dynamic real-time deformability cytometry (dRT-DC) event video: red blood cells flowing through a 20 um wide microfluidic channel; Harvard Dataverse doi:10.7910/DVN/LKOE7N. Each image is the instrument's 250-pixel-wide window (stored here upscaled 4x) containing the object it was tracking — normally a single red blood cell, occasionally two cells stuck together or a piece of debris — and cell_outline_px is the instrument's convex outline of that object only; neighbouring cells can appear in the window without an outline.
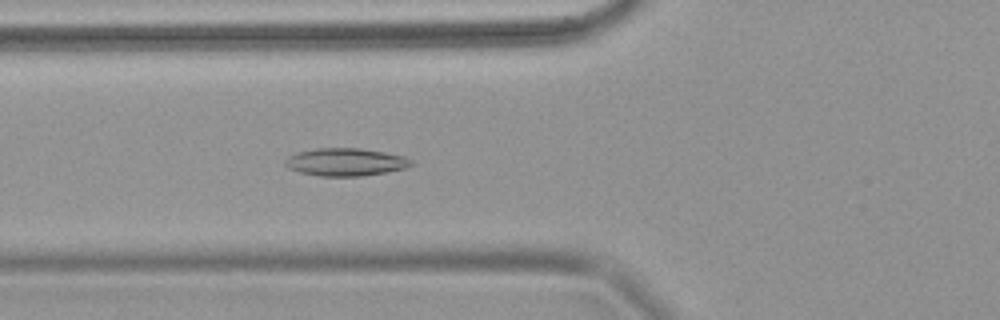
{"species": "common noctule bat (a hibernating species)", "species_latin": "Nyctalus noctula", "temperature_condition": "warm", "stored_images_in_passage": 68, "camera_frame_rate_fps": 3000, "um_per_image_px": 0.085, "animal": {"sex": "female", "body_mass_g": 18.4}, "frame": {"image": 1, "passage_image": 27, "time_ms": 8.667, "image_size_px": [1000, 320], "cell_outline_px": [[412, 164], [404, 168], [384, 172], [360, 176], [320, 176], [300, 172], [288, 168], [284, 164], [284, 160], [288, 156], [296, 152], [316, 148], [360, 148], [384, 152], [404, 156], [412, 160]], "centroid_in_image_um": [29.32, 13.76], "position_along_channel_um": 96.5, "area_um2": 20.29}}
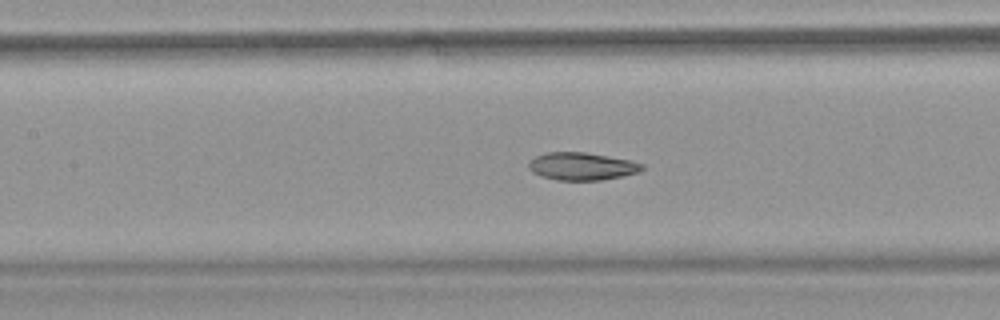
{"frame": {"image": 2, "passage_image": 33, "time_ms": 10.667, "image_size_px": [1000, 320], "cell_outline_px": [[644, 168], [640, 172], [624, 176], [600, 180], [556, 180], [540, 176], [532, 172], [528, 168], [528, 164], [536, 156], [548, 152], [584, 152], [608, 156], [628, 160], [644, 164]], "centroid_in_image_um": [49.46, 14.14], "position_along_channel_um": 157.9, "area_um2": 18.26}}
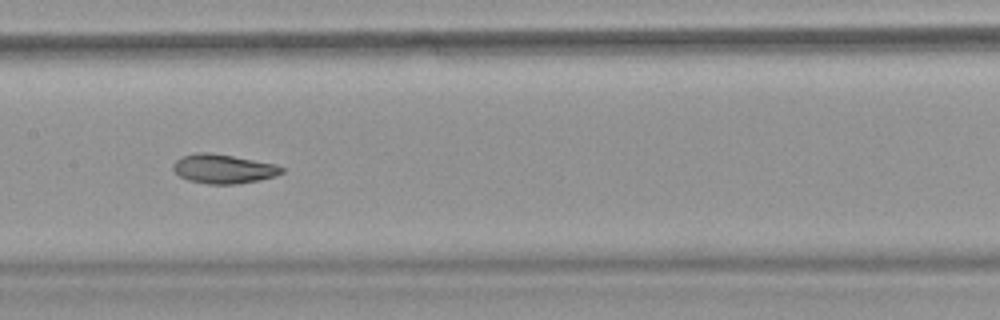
{"frame": {"image": 3, "passage_image": 36, "time_ms": 11.667, "image_size_px": [1000, 320], "cell_outline_px": [[284, 172], [276, 176], [260, 180], [236, 184], [208, 184], [188, 180], [180, 176], [172, 168], [172, 164], [180, 156], [196, 152], [208, 152], [232, 156], [276, 164], [284, 168]], "centroid_in_image_um": [18.98, 14.35], "position_along_channel_um": 188.4, "area_um2": 18.55}}